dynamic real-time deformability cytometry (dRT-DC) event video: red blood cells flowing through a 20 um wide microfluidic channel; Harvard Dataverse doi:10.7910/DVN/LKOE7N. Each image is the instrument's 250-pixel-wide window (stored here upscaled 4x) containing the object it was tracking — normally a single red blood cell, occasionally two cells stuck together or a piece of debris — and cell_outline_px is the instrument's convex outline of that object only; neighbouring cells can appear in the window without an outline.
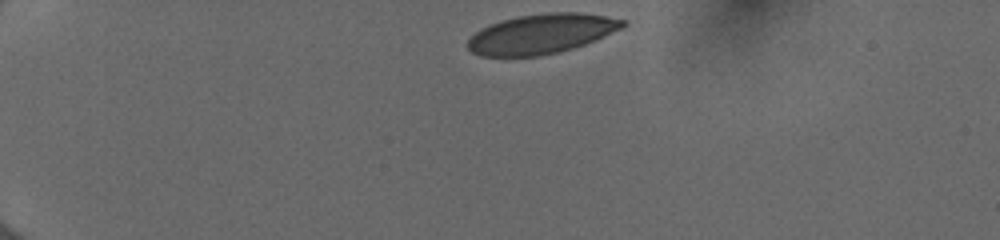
{"species": "human", "species_latin": "Homo sapiens", "temperature_condition": "cold", "stored_images_in_passage": 36, "camera_frame_rate_fps": 3000, "um_per_image_px": 0.085, "donor": {"sex": "female"}, "frame": {"image": 1, "passage_image": 1, "time_ms": 0.0, "image_size_px": [1000, 240], "cell_outline_px": [[624, 28], [596, 40], [560, 52], [540, 56], [480, 56], [472, 52], [468, 48], [468, 40], [480, 28], [504, 20], [520, 16], [548, 12], [576, 12], [604, 16], [624, 20]], "centroid_in_image_um": [46.03, 2.88], "position_along_channel_um": 39.0, "area_um2": 35.6}}
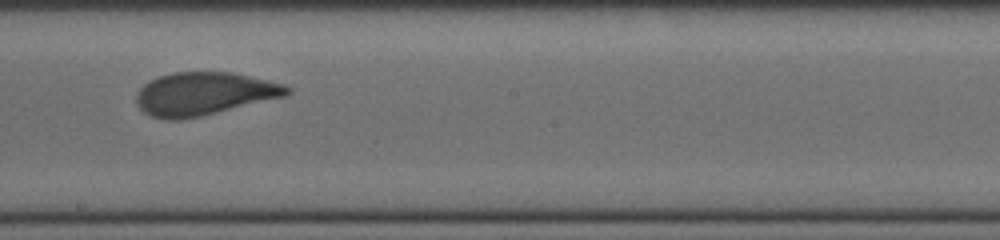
{"frame": {"image": 2, "passage_image": 21, "time_ms": 6.667, "image_size_px": [1000, 240], "cell_outline_px": [[292, 92], [288, 96], [200, 116], [176, 120], [164, 120], [152, 116], [144, 112], [136, 104], [136, 92], [148, 80], [156, 76], [172, 72], [232, 72], [284, 84], [292, 88]], "centroid_in_image_um": [17.34, 7.96], "position_along_channel_um": 230.9, "area_um2": 38.03}}
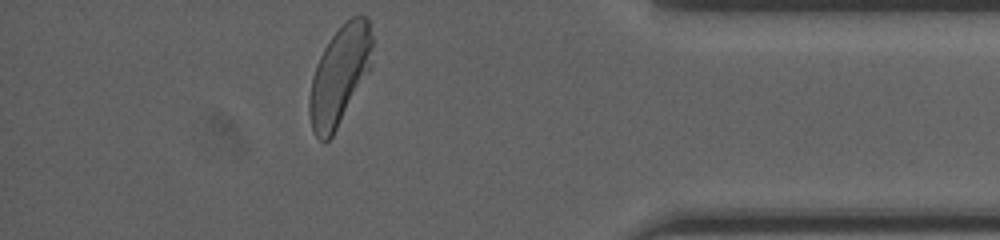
{"frame": {"image": 3, "passage_image": 36, "time_ms": 11.667, "image_size_px": [1000, 240], "cell_outline_px": [[372, 44], [368, 72], [332, 136], [324, 144], [316, 136], [312, 128], [308, 112], [308, 100], [312, 76], [316, 64], [324, 48], [332, 36], [352, 16], [368, 16], [372, 36]], "centroid_in_image_um": [28.83, 6.43], "position_along_channel_um": 406.4, "area_um2": 35.6}, "authors_computed_cell_mechanics": {"area_um2": 37.6278, "velocity_mm_per_s": 3.9767, "shape_relaxation_time_tau1_ms": 9.4961, "shape_relaxation_time_tau2_ms": null, "deformation_change_tau1": 0.2369, "deformation_change_tau2": null}}